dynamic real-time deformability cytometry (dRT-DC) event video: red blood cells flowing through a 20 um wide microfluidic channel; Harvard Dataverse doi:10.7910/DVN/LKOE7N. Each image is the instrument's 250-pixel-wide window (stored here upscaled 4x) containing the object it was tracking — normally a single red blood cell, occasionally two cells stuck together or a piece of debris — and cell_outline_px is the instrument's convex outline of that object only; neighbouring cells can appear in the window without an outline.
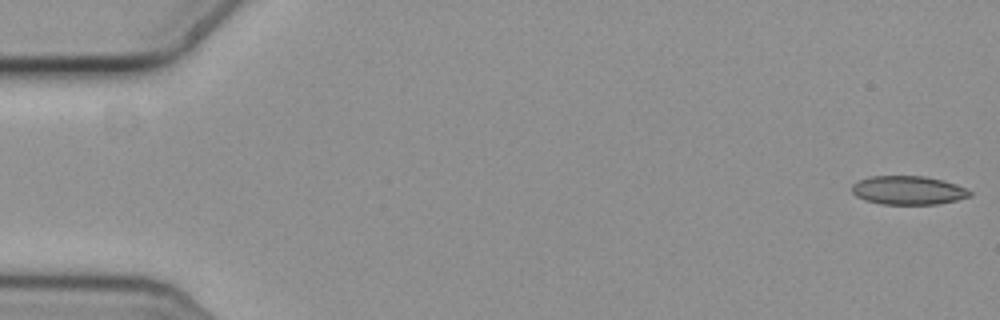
{"species": "common noctule bat (a hibernating species)", "species_latin": "Nyctalus noctula", "temperature_condition": "cold", "stored_images_in_passage": 11, "camera_frame_rate_fps": 3000, "um_per_image_px": 0.085, "animal": {"sex": "female", "body_mass_g": 19.3, "forearm_length_mm": 54.1}, "frame": {"image": 1, "passage_image": 1, "time_ms": 0.0, "image_size_px": [1000, 320], "cell_outline_px": [[972, 196], [956, 200], [936, 204], [880, 204], [864, 200], [856, 196], [852, 192], [852, 184], [860, 180], [872, 176], [924, 176], [944, 180], [956, 184], [972, 192]], "centroid_in_image_um": [77.19, 16.17], "position_along_channel_um": 7.8, "area_um2": 19.71}}